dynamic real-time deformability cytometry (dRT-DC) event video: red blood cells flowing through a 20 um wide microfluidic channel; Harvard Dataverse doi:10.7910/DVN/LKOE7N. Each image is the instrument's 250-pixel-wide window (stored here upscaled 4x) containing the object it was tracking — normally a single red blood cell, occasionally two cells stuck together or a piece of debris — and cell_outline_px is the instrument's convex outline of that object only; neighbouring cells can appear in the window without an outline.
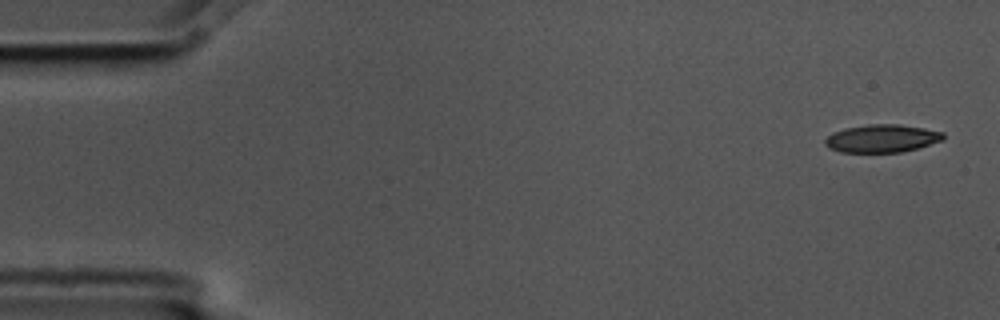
{"species": "common noctule bat (a hibernating species)", "species_latin": "Nyctalus noctula", "temperature_condition": "cold", "stored_images_in_passage": 3, "camera_frame_rate_fps": 3000, "um_per_image_px": 0.085, "animal": {"sex": "male", "body_mass_g": 17.5, "forearm_length_mm": 52.3}, "frame": {"image": 1, "passage_image": 1, "time_ms": 0.0, "image_size_px": [1000, 320], "cell_outline_px": [[944, 140], [916, 148], [900, 152], [840, 152], [828, 148], [824, 144], [824, 140], [832, 132], [844, 128], [868, 124], [900, 124], [924, 128], [944, 132]], "centroid_in_image_um": [74.94, 11.76], "position_along_channel_um": 10.1, "area_um2": 19.31}}